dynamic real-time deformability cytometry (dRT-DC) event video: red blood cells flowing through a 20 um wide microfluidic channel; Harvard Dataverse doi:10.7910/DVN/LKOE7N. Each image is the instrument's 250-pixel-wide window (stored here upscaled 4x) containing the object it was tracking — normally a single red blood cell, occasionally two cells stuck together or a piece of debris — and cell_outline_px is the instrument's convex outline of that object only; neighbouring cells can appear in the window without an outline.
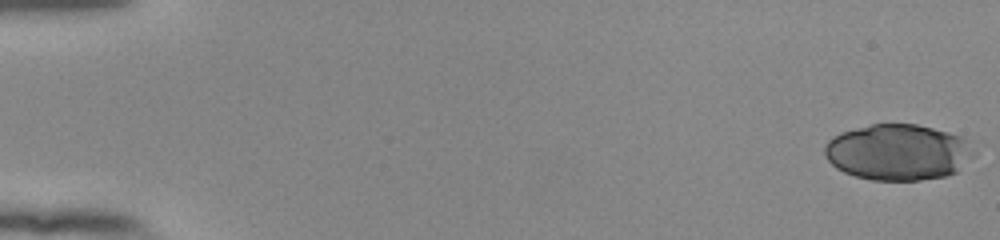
{"species": "human", "species_latin": "Homo sapiens", "temperature_condition": "room temperature", "stored_images_in_passage": 10, "camera_frame_rate_fps": 3000, "um_per_image_px": 0.085, "donor": {"sex": "female"}, "frame": {"image": 1, "passage_image": 1, "time_ms": 0.0, "image_size_px": [1000, 240], "cell_outline_px": [[976, 156], [956, 172], [944, 176], [920, 180], [872, 180], [856, 176], [844, 172], [836, 168], [828, 160], [824, 152], [824, 144], [832, 136], [840, 132], [872, 124], [916, 124], [948, 132], [960, 136], [976, 152]], "centroid_in_image_um": [76.32, 12.94], "position_along_channel_um": 8.7, "area_um2": 48.84}}